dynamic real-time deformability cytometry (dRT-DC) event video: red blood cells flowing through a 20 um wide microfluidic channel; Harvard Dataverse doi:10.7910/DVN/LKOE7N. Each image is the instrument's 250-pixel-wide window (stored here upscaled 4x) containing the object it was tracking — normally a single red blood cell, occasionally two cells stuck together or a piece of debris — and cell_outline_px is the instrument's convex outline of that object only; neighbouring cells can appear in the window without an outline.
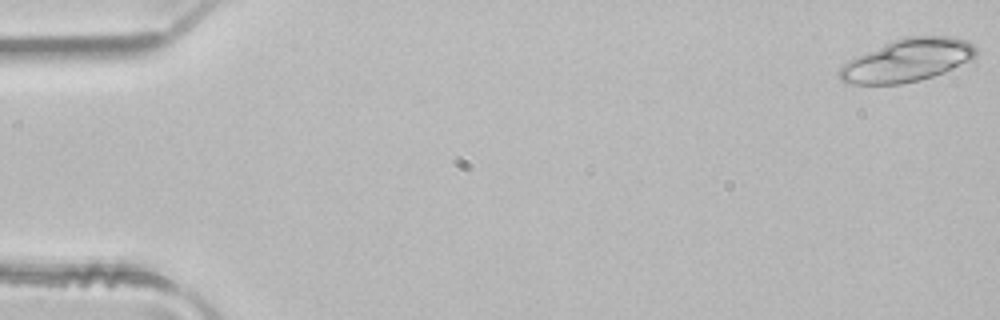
{"species": "common noctule bat (a hibernating species)", "species_latin": "Nyctalus noctula", "temperature_condition": "room temperature", "stored_images_in_passage": 49, "camera_frame_rate_fps": 3000, "um_per_image_px": 0.085, "animal": {"sex": "male", "body_mass_g": 21.5, "forearm_length_mm": 52.0}, "frame": {"image": 1, "passage_image": 1, "time_ms": 0.0, "image_size_px": [1000, 320], "cell_outline_px": [[976, 56], [972, 60], [944, 72], [920, 80], [900, 84], [848, 84], [840, 80], [836, 76], [840, 68], [848, 60], [856, 56], [892, 40], [904, 36], [952, 36], [968, 40], [976, 48]], "centroid_in_image_um": [77.12, 5.12], "position_along_channel_um": 7.9, "area_um2": 34.28}}